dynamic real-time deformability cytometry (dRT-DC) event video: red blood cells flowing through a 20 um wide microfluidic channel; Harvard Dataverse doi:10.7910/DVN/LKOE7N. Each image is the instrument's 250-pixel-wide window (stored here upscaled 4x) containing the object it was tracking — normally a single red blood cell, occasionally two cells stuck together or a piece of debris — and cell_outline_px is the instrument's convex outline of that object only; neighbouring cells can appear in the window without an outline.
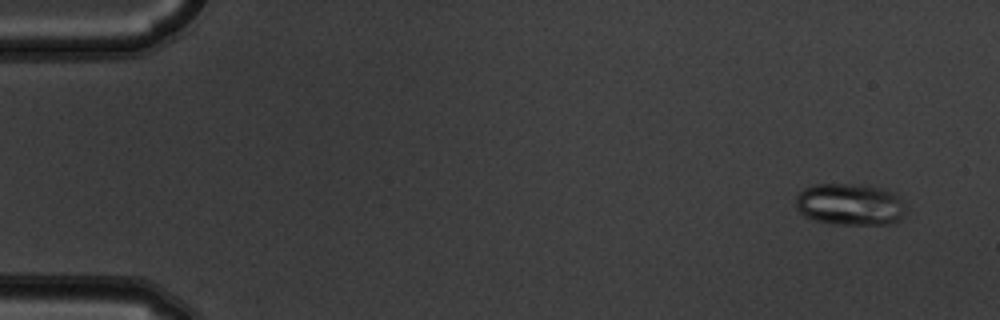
{"species": "common noctule bat (a hibernating species)", "species_latin": "Nyctalus noctula", "temperature_condition": "warm", "stored_images_in_passage": 6, "camera_frame_rate_fps": 3000, "um_per_image_px": 0.085, "animal": {"sex": "male", "body_mass_g": 19.5, "forearm_length_mm": 54.6}, "frame": {"image": 1, "passage_image": 1, "time_ms": 0.0, "image_size_px": [1000, 320], "cell_outline_px": [[904, 212], [900, 220], [888, 224], [832, 224], [816, 220], [804, 216], [796, 208], [796, 196], [804, 188], [816, 184], [844, 184], [880, 188], [896, 196], [900, 200], [904, 208]], "centroid_in_image_um": [72.18, 17.39], "position_along_channel_um": 12.8, "area_um2": 26.3}}